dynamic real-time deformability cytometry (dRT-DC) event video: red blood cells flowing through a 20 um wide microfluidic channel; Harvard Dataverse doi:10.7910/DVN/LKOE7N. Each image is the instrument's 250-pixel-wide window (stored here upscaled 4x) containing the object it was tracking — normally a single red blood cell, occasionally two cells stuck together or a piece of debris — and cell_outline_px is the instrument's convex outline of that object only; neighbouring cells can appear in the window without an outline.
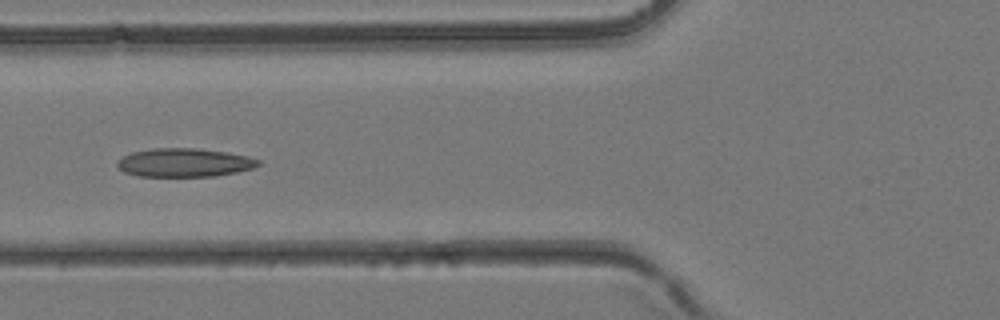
{"species": "common noctule bat (a hibernating species)", "species_latin": "Nyctalus noctula", "temperature_condition": "room temperature", "stored_images_in_passage": 37, "camera_frame_rate_fps": 3000, "um_per_image_px": 0.085, "animal": {"sex": "female", "body_mass_g": 24.6, "forearm_length_mm": 56.2}, "frame": {"image": 1, "passage_image": 11, "time_ms": 3.333, "image_size_px": [1000, 320], "cell_outline_px": [[260, 164], [252, 168], [236, 172], [216, 176], [140, 176], [124, 172], [116, 164], [124, 156], [132, 152], [152, 148], [196, 148], [228, 152], [248, 156], [260, 160]], "centroid_in_image_um": [15.69, 13.81], "position_along_channel_um": 110.1, "area_um2": 23.35}}
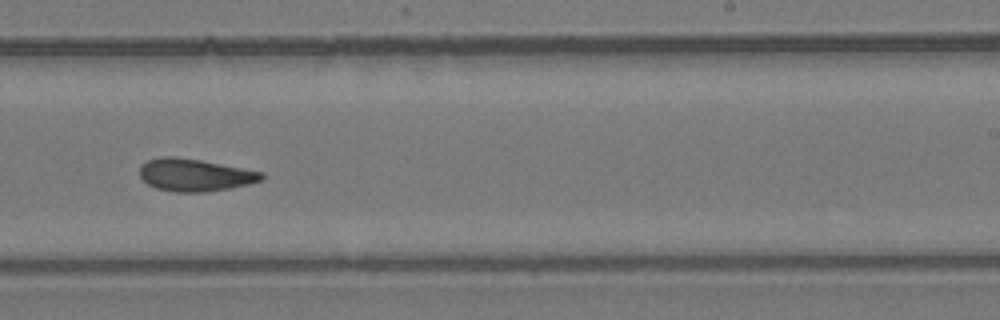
{"frame": {"image": 2, "passage_image": 21, "time_ms": 6.667, "image_size_px": [1000, 320], "cell_outline_px": [[264, 176], [260, 180], [248, 184], [228, 188], [204, 192], [176, 192], [156, 188], [148, 184], [140, 176], [140, 168], [148, 160], [160, 156], [176, 156], [200, 160], [264, 172]], "centroid_in_image_um": [16.55, 14.86], "position_along_channel_um": 272.5, "area_um2": 22.83}}
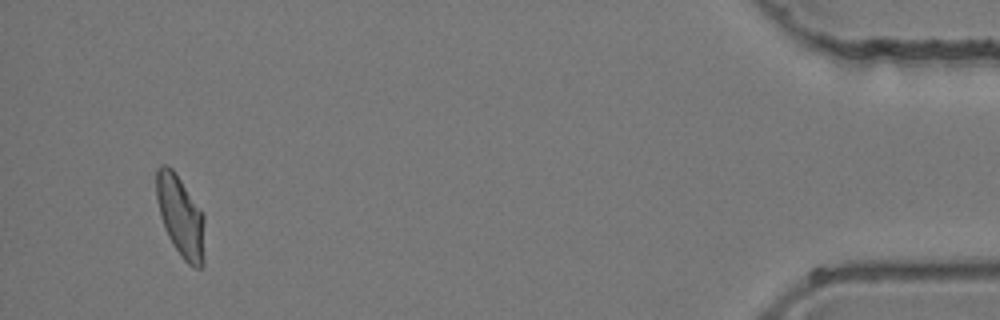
{"frame": {"image": 3, "passage_image": 35, "time_ms": 11.333, "image_size_px": [1000, 320], "cell_outline_px": [[204, 264], [200, 268], [196, 268], [188, 264], [180, 256], [172, 244], [164, 228], [160, 216], [156, 196], [156, 168], [160, 164], [164, 164], [172, 168], [200, 208], [204, 216]], "centroid_in_image_um": [15.34, 18.4], "position_along_channel_um": 419.9, "area_um2": 23.0}}